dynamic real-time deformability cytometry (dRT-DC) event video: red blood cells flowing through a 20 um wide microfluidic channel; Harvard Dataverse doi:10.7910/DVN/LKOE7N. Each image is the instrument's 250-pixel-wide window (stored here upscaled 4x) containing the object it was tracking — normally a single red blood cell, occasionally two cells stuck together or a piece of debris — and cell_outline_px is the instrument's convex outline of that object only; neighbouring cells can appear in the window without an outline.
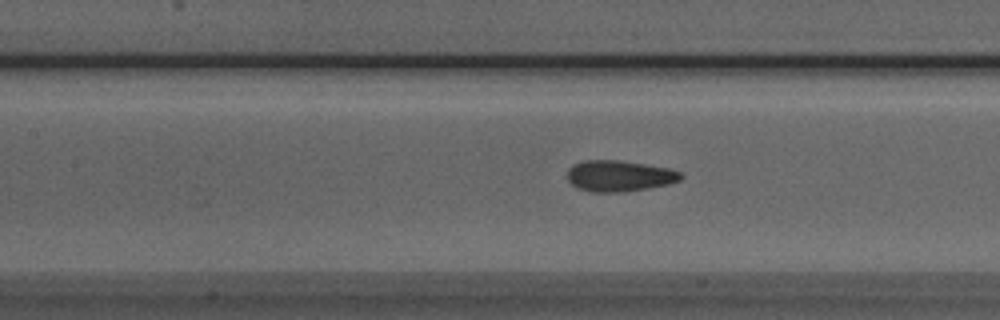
{"species": "Egyptian fruit bat (a non-hibernating species)", "species_latin": "Rousettus aegyptiacus", "temperature_condition": "room temperature", "stored_images_in_passage": 39, "camera_frame_rate_fps": 3000, "um_per_image_px": 0.085, "animal": {"sex": "male"}, "frame": {"image": 1, "passage_image": 14, "time_ms": 4.333, "image_size_px": [1000, 320], "cell_outline_px": [[684, 176], [680, 180], [668, 184], [648, 188], [624, 192], [592, 192], [576, 188], [568, 180], [568, 168], [572, 164], [584, 160], [616, 160], [644, 164], [668, 168], [680, 172]], "centroid_in_image_um": [52.61, 14.96], "position_along_channel_um": 154.8, "area_um2": 20.58}}
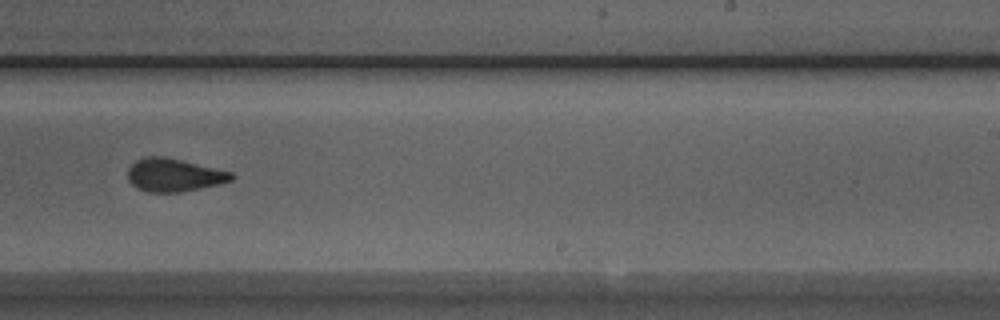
{"frame": {"image": 2, "passage_image": 23, "time_ms": 7.333, "image_size_px": [1000, 320], "cell_outline_px": [[236, 176], [232, 180], [220, 184], [180, 192], [148, 192], [136, 188], [128, 180], [128, 168], [136, 160], [144, 156], [164, 156], [232, 172]], "centroid_in_image_um": [14.78, 14.88], "position_along_channel_um": 274.2, "area_um2": 20.0}}
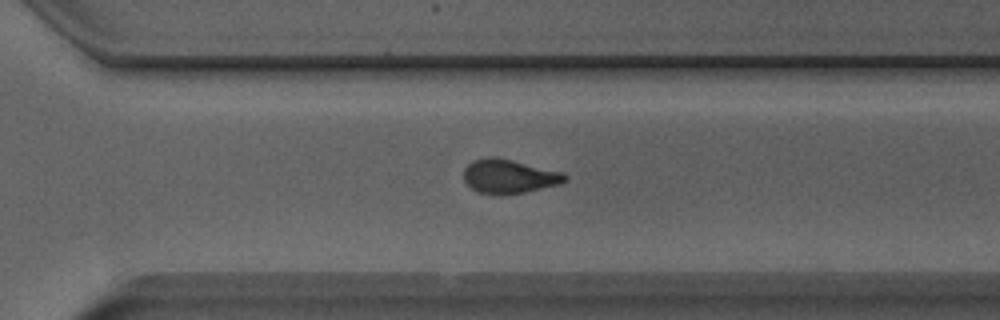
{"frame": {"image": 3, "passage_image": 27, "time_ms": 8.667, "image_size_px": [1000, 320], "cell_outline_px": [[568, 180], [560, 184], [524, 192], [500, 196], [480, 192], [472, 188], [464, 180], [464, 168], [472, 160], [488, 156], [492, 156], [512, 160], [564, 172], [568, 176]], "centroid_in_image_um": [43.28, 14.99], "position_along_channel_um": 327.3, "area_um2": 20.23}}